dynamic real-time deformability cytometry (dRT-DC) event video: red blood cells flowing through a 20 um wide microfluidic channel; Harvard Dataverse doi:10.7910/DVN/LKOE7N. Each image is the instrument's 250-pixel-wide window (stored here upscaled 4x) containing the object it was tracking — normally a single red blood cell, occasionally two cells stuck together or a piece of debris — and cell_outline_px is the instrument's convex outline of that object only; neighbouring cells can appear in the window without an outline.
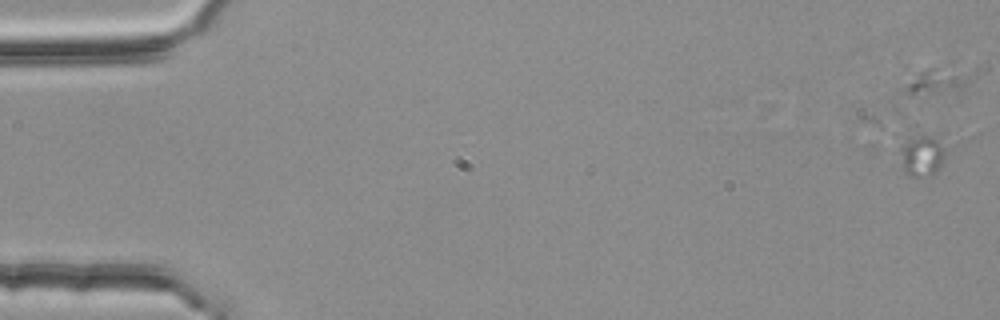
{"species": "common noctule bat (a hibernating species)", "species_latin": "Nyctalus noctula", "temperature_condition": "room temperature", "stored_images_in_passage": 3, "camera_frame_rate_fps": 3000, "um_per_image_px": 0.085, "animal": {"sex": "female", "body_mass_g": 25.1}, "frame": {"image": 1, "passage_image": 1, "time_ms": 0.0, "image_size_px": [1000, 320], "cell_outline_px": [[952, 148], [940, 168], [932, 176], [908, 176], [904, 172], [900, 152], [900, 144], [916, 124], [940, 132]], "centroid_in_image_um": [78.51, 12.89], "position_along_channel_um": 6.5, "area_um2": 14.05}}